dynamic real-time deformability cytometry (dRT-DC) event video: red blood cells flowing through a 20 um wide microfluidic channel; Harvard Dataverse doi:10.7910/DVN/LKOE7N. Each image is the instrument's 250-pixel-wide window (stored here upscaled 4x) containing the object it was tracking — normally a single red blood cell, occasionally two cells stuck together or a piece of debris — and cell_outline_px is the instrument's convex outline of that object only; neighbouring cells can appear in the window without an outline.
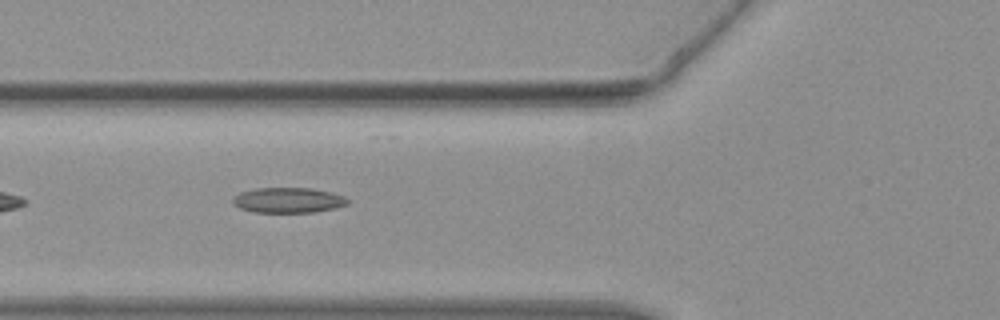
{"species": "common noctule bat (a hibernating species)", "species_latin": "Nyctalus noctula", "temperature_condition": "warm", "stored_images_in_passage": 29, "camera_frame_rate_fps": 3000, "um_per_image_px": 0.085, "animal": {"sex": "female", "body_mass_g": 19.3, "forearm_length_mm": 54.1}, "frame": {"image": 1, "passage_image": 5, "time_ms": 1.333, "image_size_px": [1000, 320], "cell_outline_px": [[348, 204], [332, 208], [312, 212], [252, 212], [240, 208], [232, 200], [240, 192], [256, 188], [312, 188], [344, 196], [348, 200]], "centroid_in_image_um": [24.48, 17.01], "position_along_channel_um": 101.3, "area_um2": 16.59}}
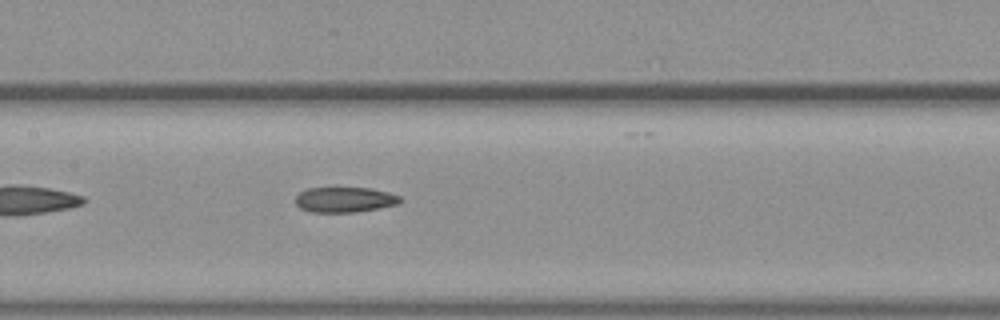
{"frame": {"image": 2, "passage_image": 10, "time_ms": 3.0, "image_size_px": [1000, 320], "cell_outline_px": [[400, 200], [396, 204], [356, 212], [312, 212], [300, 208], [296, 204], [296, 196], [300, 192], [308, 188], [372, 188], [388, 192], [400, 196]], "centroid_in_image_um": [29.26, 16.96], "position_along_channel_um": 178.1, "area_um2": 15.2}}
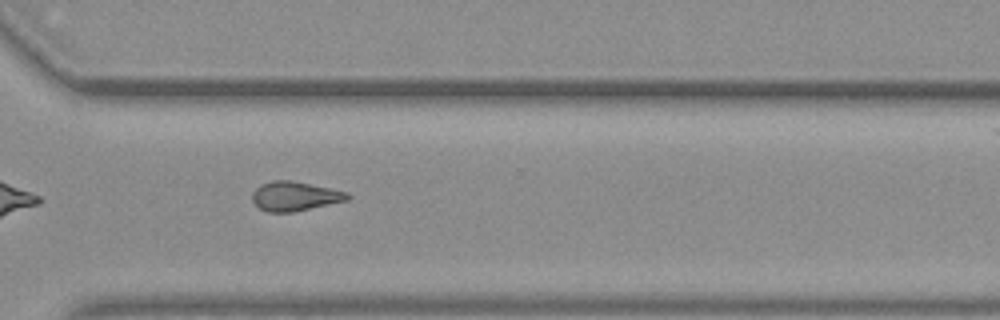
{"frame": {"image": 3, "passage_image": 21, "time_ms": 6.667, "image_size_px": [1000, 320], "cell_outline_px": [[352, 196], [348, 200], [292, 212], [268, 212], [260, 208], [252, 200], [252, 192], [260, 184], [272, 180], [292, 180], [348, 192]], "centroid_in_image_um": [25.06, 16.66], "position_along_channel_um": 345.5, "area_um2": 16.24}}